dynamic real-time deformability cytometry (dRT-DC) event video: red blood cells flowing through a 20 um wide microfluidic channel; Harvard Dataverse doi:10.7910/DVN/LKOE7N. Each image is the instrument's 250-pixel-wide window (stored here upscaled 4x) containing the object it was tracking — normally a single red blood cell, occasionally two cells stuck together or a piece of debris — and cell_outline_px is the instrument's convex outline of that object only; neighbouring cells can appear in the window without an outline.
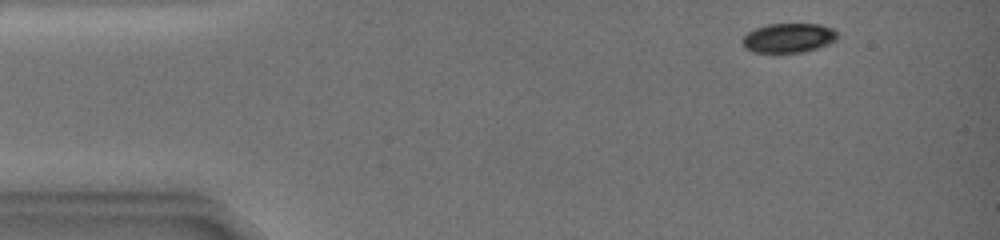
{"species": "common noctule bat (a hibernating species)", "species_latin": "Nyctalus noctula", "temperature_condition": "warm", "stored_images_in_passage": 66, "camera_frame_rate_fps": 3000, "um_per_image_px": 0.085, "animal": {"sex": "female", "body_mass_g": 19.0, "forearm_length_mm": 51.5}, "frame": {"image": 1, "passage_image": 3, "time_ms": 0.667, "image_size_px": [1000, 240], "cell_outline_px": [[836, 40], [828, 44], [804, 52], [752, 52], [744, 48], [740, 40], [748, 32], [756, 28], [768, 24], [820, 24], [832, 28], [836, 32]], "centroid_in_image_um": [66.99, 3.22], "position_along_channel_um": 18.0, "area_um2": 16.24}}
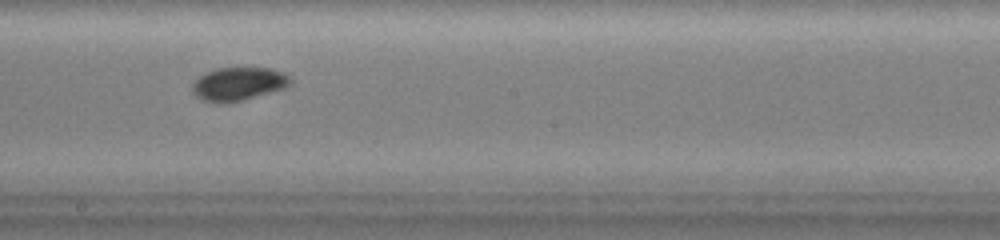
{"frame": {"image": 2, "passage_image": 37, "time_ms": 12.0, "image_size_px": [1000, 240], "cell_outline_px": [[292, 80], [284, 88], [240, 100], [224, 104], [204, 100], [196, 96], [192, 92], [192, 84], [200, 76], [216, 68], [272, 68], [284, 72], [292, 76]], "centroid_in_image_um": [20.28, 7.12], "position_along_channel_um": 227.9, "area_um2": 18.84}}
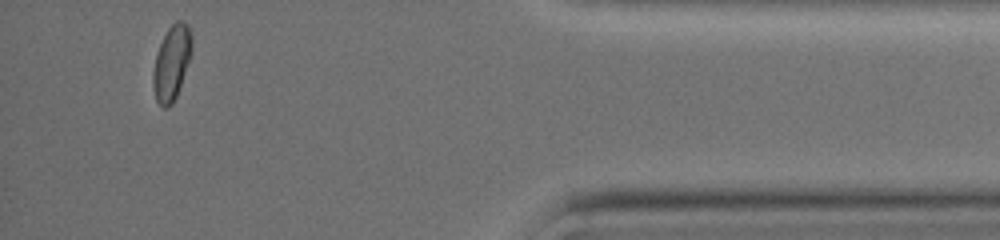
{"frame": {"image": 3, "passage_image": 63, "time_ms": 20.667, "image_size_px": [1000, 240], "cell_outline_px": [[192, 56], [176, 96], [172, 104], [164, 108], [156, 100], [152, 84], [152, 72], [156, 52], [168, 28], [176, 20], [180, 20], [188, 24], [192, 36]], "centroid_in_image_um": [14.6, 5.31], "position_along_channel_um": 420.6, "area_um2": 17.11}, "authors_computed_cell_mechanics": {"area_um2": 17.8024, "velocity_mm_per_s": 2.6696, "shape_relaxation_time_tau1_ms": 9.3406, "shape_relaxation_time_tau2_ms": null, "deformation_change_tau1": 0.1666, "deformation_change_tau2": null}}